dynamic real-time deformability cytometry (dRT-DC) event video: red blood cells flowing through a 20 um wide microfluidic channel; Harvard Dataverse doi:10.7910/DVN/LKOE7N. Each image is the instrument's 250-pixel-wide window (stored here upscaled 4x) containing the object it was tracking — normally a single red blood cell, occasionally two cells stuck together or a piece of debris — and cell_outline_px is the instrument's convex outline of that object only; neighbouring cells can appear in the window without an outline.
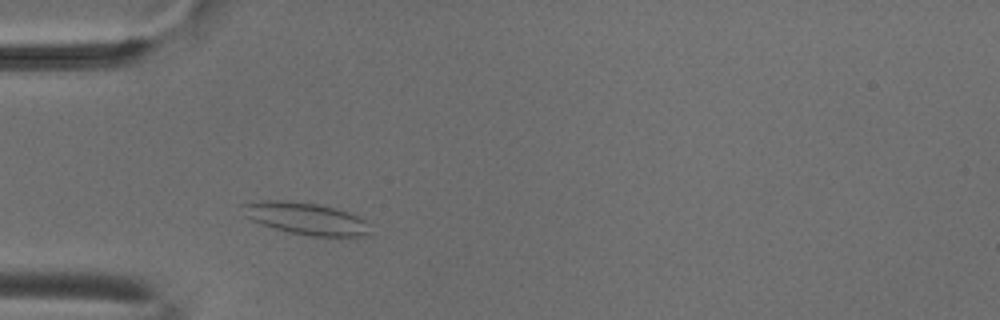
{"species": "common noctule bat (a hibernating species)", "species_latin": "Nyctalus noctula", "temperature_condition": "cold", "stored_images_in_passage": 2, "camera_frame_rate_fps": 3000, "um_per_image_px": 0.085, "animal": {"sex": "male", "body_mass_g": 18.8}, "frame": {"image": 1, "passage_image": 2, "time_ms": 0.333, "image_size_px": [1000, 320], "cell_outline_px": [[372, 236], [312, 236], [288, 232], [260, 224], [244, 216], [240, 204], [264, 200], [284, 200], [316, 204], [336, 208], [348, 212], [368, 220], [372, 224]], "centroid_in_image_um": [26.07, 18.58], "position_along_channel_um": 58.9, "area_um2": 24.28}}